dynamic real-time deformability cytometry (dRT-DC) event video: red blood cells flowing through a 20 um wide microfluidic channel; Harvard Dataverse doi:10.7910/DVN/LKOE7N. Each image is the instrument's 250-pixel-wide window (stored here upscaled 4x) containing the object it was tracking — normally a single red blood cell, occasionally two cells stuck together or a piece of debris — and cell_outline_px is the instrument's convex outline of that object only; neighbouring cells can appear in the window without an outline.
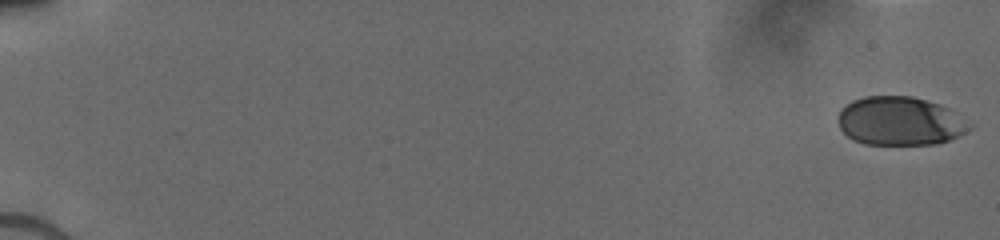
{"species": "human", "species_latin": "Homo sapiens", "temperature_condition": "cold", "stored_images_in_passage": 32, "camera_frame_rate_fps": 3000, "um_per_image_px": 0.085, "donor": {"sex": "male"}, "frame": {"image": 1, "passage_image": 1, "time_ms": 0.0, "image_size_px": [1000, 240], "cell_outline_px": [[972, 128], [948, 140], [936, 144], [864, 144], [852, 140], [840, 128], [836, 120], [836, 116], [840, 108], [852, 100], [864, 96], [912, 96], [928, 100], [940, 104], [948, 108], [972, 124]], "centroid_in_image_um": [76.45, 10.28], "position_along_channel_um": 8.6, "area_um2": 37.51}}
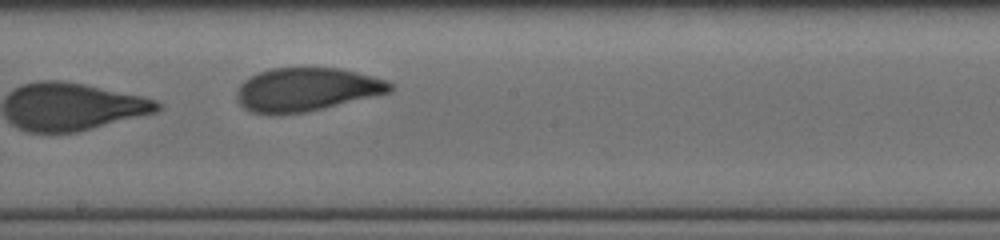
{"frame": {"image": 2, "passage_image": 24, "time_ms": 10.667, "image_size_px": [1000, 240], "cell_outline_px": [[392, 88], [388, 92], [324, 108], [304, 112], [252, 112], [244, 108], [236, 100], [236, 92], [240, 84], [244, 80], [260, 72], [272, 68], [340, 68], [388, 80], [392, 84]], "centroid_in_image_um": [26.04, 7.58], "position_along_channel_um": 222.2, "area_um2": 37.97}}